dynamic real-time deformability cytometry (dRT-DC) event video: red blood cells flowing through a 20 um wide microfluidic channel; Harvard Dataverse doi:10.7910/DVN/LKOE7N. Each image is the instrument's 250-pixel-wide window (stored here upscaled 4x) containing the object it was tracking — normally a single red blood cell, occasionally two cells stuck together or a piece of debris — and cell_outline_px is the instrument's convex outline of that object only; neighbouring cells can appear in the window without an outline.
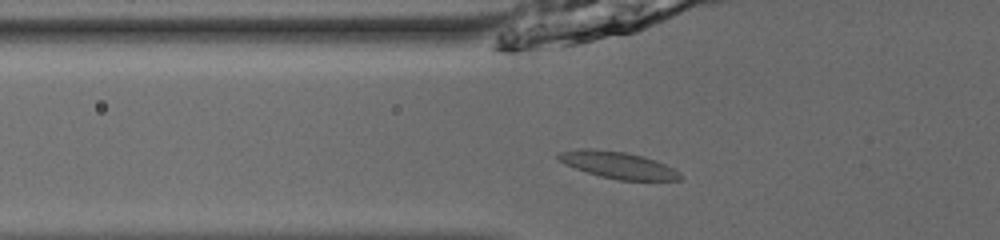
{"species": "common noctule bat (a hibernating species)", "species_latin": "Nyctalus noctula", "temperature_condition": "room temperature", "stored_images_in_passage": 50, "camera_frame_rate_fps": 3000, "um_per_image_px": 0.085, "animal": {"sex": "male", "body_mass_g": 13.0, "forearm_length_mm": 53.1}, "frame": {"image": 1, "passage_image": 17, "time_ms": 5.333, "image_size_px": [1000, 240], "cell_outline_px": [[684, 176], [680, 180], [620, 180], [600, 176], [564, 164], [556, 156], [556, 152], [580, 148], [584, 148], [624, 152], [644, 156], [656, 160], [680, 172]], "centroid_in_image_um": [52.53, 14.02], "position_along_channel_um": 73.3, "area_um2": 18.96}}
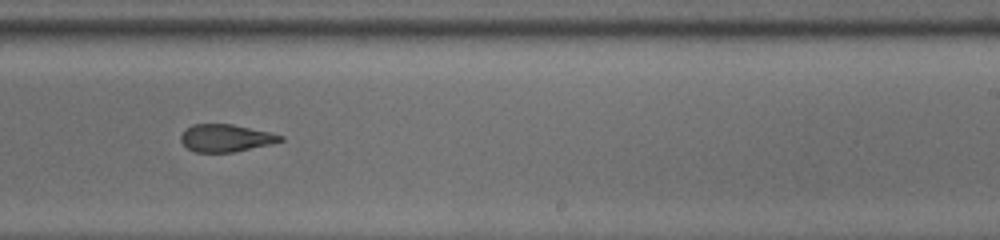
{"frame": {"image": 2, "passage_image": 32, "time_ms": 10.333, "image_size_px": [1000, 240], "cell_outline_px": [[284, 140], [272, 144], [232, 152], [196, 152], [188, 148], [180, 140], [180, 136], [192, 124], [232, 124], [272, 132], [284, 136]], "centroid_in_image_um": [19.24, 11.73], "position_along_channel_um": 269.8, "area_um2": 15.9}}
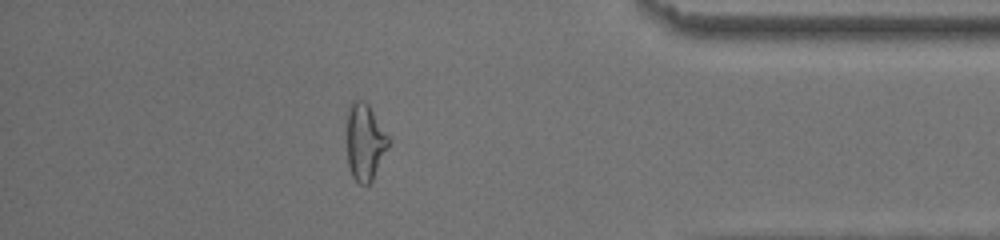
{"frame": {"image": 3, "passage_image": 44, "time_ms": 14.333, "image_size_px": [1000, 240], "cell_outline_px": [[388, 148], [372, 180], [368, 184], [360, 184], [352, 176], [348, 164], [344, 124], [348, 104], [352, 100], [360, 100], [368, 104], [388, 136]], "centroid_in_image_um": [30.94, 12.02], "position_along_channel_um": 404.3, "area_um2": 19.07}, "authors_computed_cell_mechanics": {"area_um2": 17.9469, "velocity_mm_per_s": 3.9227, "shape_relaxation_time_tau1_ms": 7.5064, "shape_relaxation_time_tau2_ms": 2.2101, "deformation_change_tau1": 0.1831, "deformation_change_tau2": 0.1151}}